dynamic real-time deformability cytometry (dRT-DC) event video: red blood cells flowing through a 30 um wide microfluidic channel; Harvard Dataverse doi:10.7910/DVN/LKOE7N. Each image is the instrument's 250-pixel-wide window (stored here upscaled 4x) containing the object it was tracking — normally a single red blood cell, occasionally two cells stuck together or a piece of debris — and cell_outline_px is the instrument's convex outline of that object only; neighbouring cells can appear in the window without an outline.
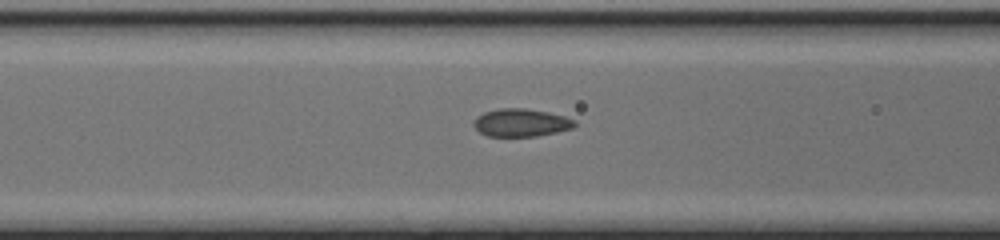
{"species": "common noctule bat (a hibernating species)", "species_latin": "Nyctalus noctula", "temperature_condition": "cold", "stored_images_in_passage": 28, "camera_frame_rate_fps": 3000, "um_per_image_px": 0.085, "animal": {"sex": "female", "body_mass_g": 17.0, "forearm_length_mm": 48.0}, "frame": {"image": 1, "passage_image": 8, "time_ms": 2.333, "image_size_px": [1000, 240], "cell_outline_px": [[576, 124], [572, 128], [556, 132], [536, 136], [488, 136], [480, 132], [472, 124], [476, 116], [484, 112], [500, 108], [524, 108], [548, 112], [564, 116], [576, 120]], "centroid_in_image_um": [44.28, 10.42], "position_along_channel_um": 122.3, "area_um2": 16.36}}
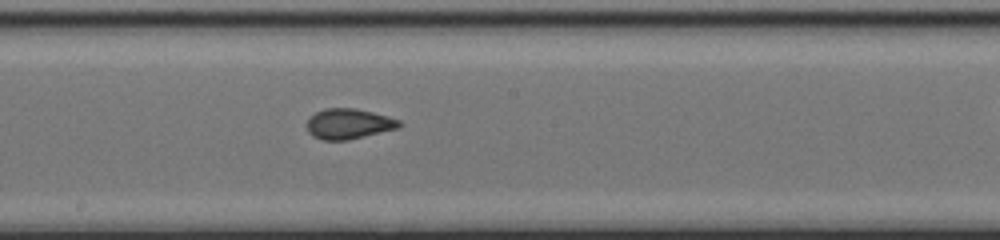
{"frame": {"image": 2, "passage_image": 15, "time_ms": 4.667, "image_size_px": [1000, 240], "cell_outline_px": [[404, 124], [396, 128], [348, 140], [320, 140], [312, 136], [308, 132], [308, 120], [316, 112], [324, 108], [356, 108], [388, 116], [400, 120]], "centroid_in_image_um": [29.63, 10.52], "position_along_channel_um": 218.6, "area_um2": 16.24}}
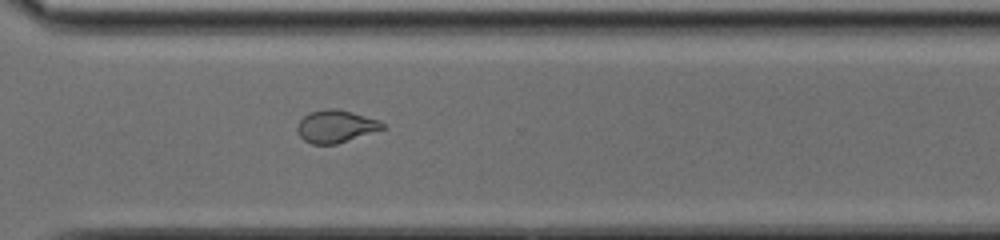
{"frame": {"image": 3, "passage_image": 24, "time_ms": 7.667, "image_size_px": [1000, 240], "cell_outline_px": [[388, 128], [336, 144], [312, 144], [304, 140], [300, 136], [296, 128], [300, 120], [308, 112], [328, 108], [336, 108], [352, 112], [380, 120]], "centroid_in_image_um": [28.57, 10.73], "position_along_channel_um": 342.0, "area_um2": 16.3}}